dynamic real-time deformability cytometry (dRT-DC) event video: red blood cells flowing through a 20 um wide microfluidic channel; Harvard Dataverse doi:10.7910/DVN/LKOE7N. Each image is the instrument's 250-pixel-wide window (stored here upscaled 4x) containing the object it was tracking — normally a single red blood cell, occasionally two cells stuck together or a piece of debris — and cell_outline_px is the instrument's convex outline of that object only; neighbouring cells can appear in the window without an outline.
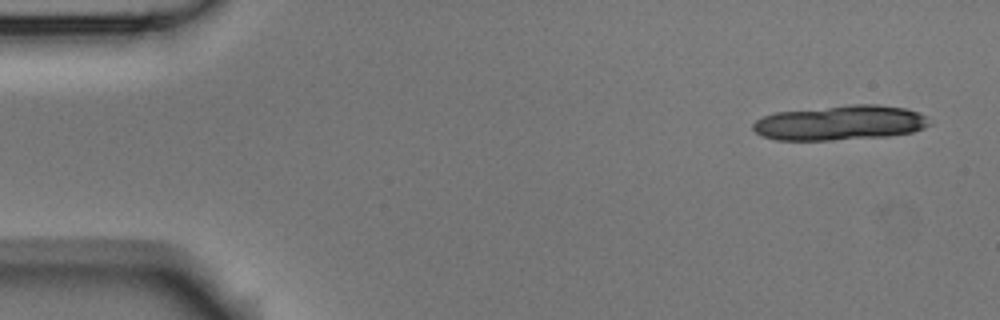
{"species": "Egyptian fruit bat (a non-hibernating species)", "species_latin": "Rousettus aegyptiacus", "temperature_condition": "room temperature", "stored_images_in_passage": 3, "camera_frame_rate_fps": 3000, "um_per_image_px": 0.085, "animal": {"sex": "male"}, "frame": {"image": 1, "passage_image": 1, "time_ms": 0.0, "image_size_px": [1000, 320], "cell_outline_px": [[932, 124], [924, 128], [912, 132], [888, 136], [832, 140], [776, 140], [760, 136], [752, 128], [752, 124], [756, 120], [764, 116], [776, 112], [852, 104], [876, 104], [904, 108], [920, 112], [928, 116]], "centroid_in_image_um": [71.44, 10.44], "position_along_channel_um": 13.6, "area_um2": 36.07}}